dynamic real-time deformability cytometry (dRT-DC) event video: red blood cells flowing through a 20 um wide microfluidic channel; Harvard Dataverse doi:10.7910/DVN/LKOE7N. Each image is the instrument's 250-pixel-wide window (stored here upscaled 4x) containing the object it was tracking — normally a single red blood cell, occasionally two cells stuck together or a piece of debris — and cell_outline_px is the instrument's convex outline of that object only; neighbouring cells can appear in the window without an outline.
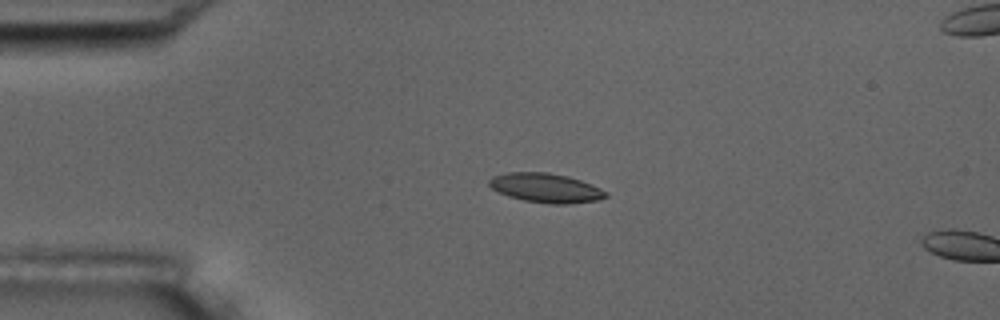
{"species": "common noctule bat (a hibernating species)", "species_latin": "Nyctalus noctula", "temperature_condition": "room temperature", "stored_images_in_passage": 4, "camera_frame_rate_fps": 3000, "um_per_image_px": 0.085, "animal": {"sex": "male", "body_mass_g": 17.5, "forearm_length_mm": 52.3}, "frame": {"image": 1, "passage_image": 3, "time_ms": 2.333, "image_size_px": [1000, 320], "cell_outline_px": [[608, 196], [600, 200], [568, 204], [548, 204], [524, 200], [508, 196], [492, 188], [488, 184], [488, 180], [492, 176], [508, 172], [548, 172], [568, 176], [592, 184], [608, 192]], "centroid_in_image_um": [46.42, 15.97], "position_along_channel_um": 38.6, "area_um2": 20.06}}